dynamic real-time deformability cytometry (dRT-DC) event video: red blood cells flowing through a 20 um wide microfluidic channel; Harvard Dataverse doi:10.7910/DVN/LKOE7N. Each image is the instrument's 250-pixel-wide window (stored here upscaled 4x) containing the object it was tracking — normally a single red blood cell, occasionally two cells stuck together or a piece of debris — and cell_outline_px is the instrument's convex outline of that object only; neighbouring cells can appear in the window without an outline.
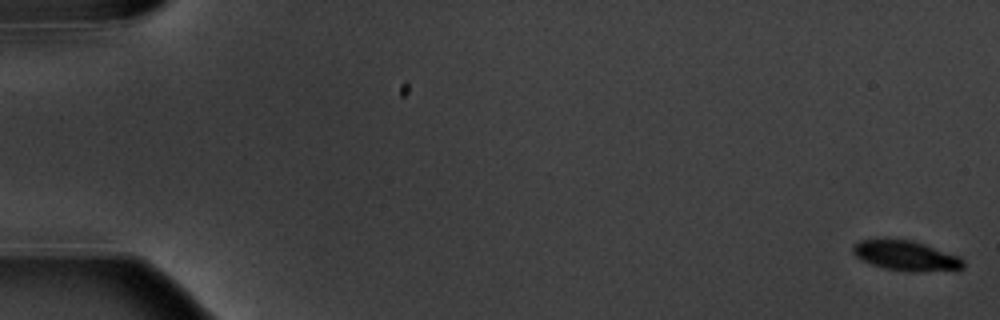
{"species": "common noctule bat (a hibernating species)", "species_latin": "Nyctalus noctula", "temperature_condition": "warm", "stored_images_in_passage": 7, "camera_frame_rate_fps": 3000, "um_per_image_px": 0.085, "animal": {"sex": "male", "body_mass_g": 20.1, "forearm_length_mm": 53.5}, "frame": {"image": 1, "passage_image": 1, "time_ms": 0.0, "image_size_px": [1000, 320], "cell_outline_px": [[964, 268], [884, 268], [860, 260], [852, 252], [852, 244], [860, 240], [912, 240], [960, 256], [964, 260]], "centroid_in_image_um": [76.91, 21.66], "position_along_channel_um": 8.1, "area_um2": 17.86}}
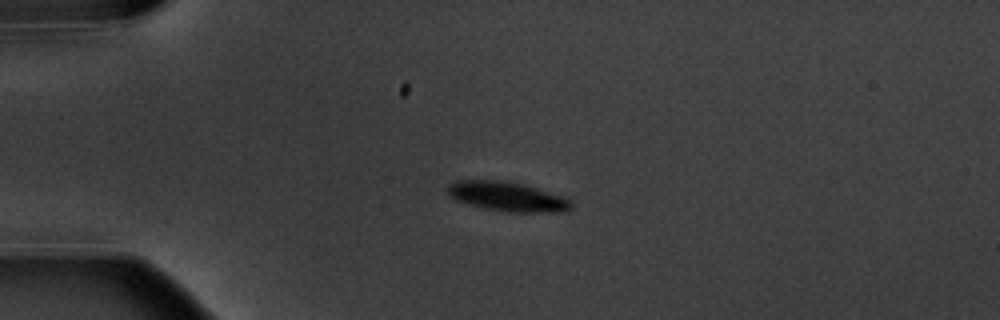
{"frame": {"image": 2, "passage_image": 5, "time_ms": 4.667, "image_size_px": [1000, 320], "cell_outline_px": [[572, 208], [568, 212], [508, 212], [484, 208], [468, 204], [456, 200], [448, 196], [448, 184], [456, 180], [508, 180], [524, 184], [564, 196], [572, 204]], "centroid_in_image_um": [43.13, 16.7], "position_along_channel_um": 41.9, "area_um2": 21.5}}